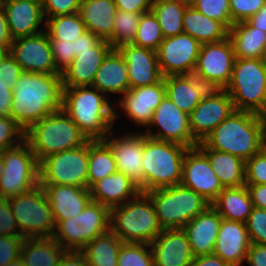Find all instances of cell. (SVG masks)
Wrapping results in <instances>:
<instances>
[{"mask_svg": "<svg viewBox=\"0 0 266 266\" xmlns=\"http://www.w3.org/2000/svg\"><path fill=\"white\" fill-rule=\"evenodd\" d=\"M12 99L10 117L26 131L33 123L62 109L61 74L23 71Z\"/></svg>", "mask_w": 266, "mask_h": 266, "instance_id": "6da1fadb", "label": "cell"}, {"mask_svg": "<svg viewBox=\"0 0 266 266\" xmlns=\"http://www.w3.org/2000/svg\"><path fill=\"white\" fill-rule=\"evenodd\" d=\"M106 96L93 86L63 87L62 109L87 140H104L119 116Z\"/></svg>", "mask_w": 266, "mask_h": 266, "instance_id": "7a4b0ae2", "label": "cell"}, {"mask_svg": "<svg viewBox=\"0 0 266 266\" xmlns=\"http://www.w3.org/2000/svg\"><path fill=\"white\" fill-rule=\"evenodd\" d=\"M263 138L261 115L235 110L202 142L209 149L229 153L247 161L262 150Z\"/></svg>", "mask_w": 266, "mask_h": 266, "instance_id": "3957f363", "label": "cell"}, {"mask_svg": "<svg viewBox=\"0 0 266 266\" xmlns=\"http://www.w3.org/2000/svg\"><path fill=\"white\" fill-rule=\"evenodd\" d=\"M25 141L40 162L51 154L79 147L88 140L64 110L60 109L33 123L25 131Z\"/></svg>", "mask_w": 266, "mask_h": 266, "instance_id": "277c9868", "label": "cell"}, {"mask_svg": "<svg viewBox=\"0 0 266 266\" xmlns=\"http://www.w3.org/2000/svg\"><path fill=\"white\" fill-rule=\"evenodd\" d=\"M188 149L184 145L152 139L144 134L143 193L180 184Z\"/></svg>", "mask_w": 266, "mask_h": 266, "instance_id": "5b68a950", "label": "cell"}, {"mask_svg": "<svg viewBox=\"0 0 266 266\" xmlns=\"http://www.w3.org/2000/svg\"><path fill=\"white\" fill-rule=\"evenodd\" d=\"M110 230L122 242L150 244L162 231L155 206L146 193L110 209Z\"/></svg>", "mask_w": 266, "mask_h": 266, "instance_id": "8992f818", "label": "cell"}, {"mask_svg": "<svg viewBox=\"0 0 266 266\" xmlns=\"http://www.w3.org/2000/svg\"><path fill=\"white\" fill-rule=\"evenodd\" d=\"M235 110L266 113V59L235 58L231 80L225 88Z\"/></svg>", "mask_w": 266, "mask_h": 266, "instance_id": "52a82bcc", "label": "cell"}, {"mask_svg": "<svg viewBox=\"0 0 266 266\" xmlns=\"http://www.w3.org/2000/svg\"><path fill=\"white\" fill-rule=\"evenodd\" d=\"M152 200L162 229H183L209 205L194 190L177 184L146 193Z\"/></svg>", "mask_w": 266, "mask_h": 266, "instance_id": "ba28073f", "label": "cell"}, {"mask_svg": "<svg viewBox=\"0 0 266 266\" xmlns=\"http://www.w3.org/2000/svg\"><path fill=\"white\" fill-rule=\"evenodd\" d=\"M110 230V209L90 201L82 213L55 224L52 238L66 251H81L95 237Z\"/></svg>", "mask_w": 266, "mask_h": 266, "instance_id": "9c48e42d", "label": "cell"}, {"mask_svg": "<svg viewBox=\"0 0 266 266\" xmlns=\"http://www.w3.org/2000/svg\"><path fill=\"white\" fill-rule=\"evenodd\" d=\"M9 205L20 236L24 238L52 237L55 221L45 190L40 184L25 193L9 198Z\"/></svg>", "mask_w": 266, "mask_h": 266, "instance_id": "30bf717a", "label": "cell"}, {"mask_svg": "<svg viewBox=\"0 0 266 266\" xmlns=\"http://www.w3.org/2000/svg\"><path fill=\"white\" fill-rule=\"evenodd\" d=\"M39 184L88 188V141L43 158L39 162Z\"/></svg>", "mask_w": 266, "mask_h": 266, "instance_id": "8fae6325", "label": "cell"}, {"mask_svg": "<svg viewBox=\"0 0 266 266\" xmlns=\"http://www.w3.org/2000/svg\"><path fill=\"white\" fill-rule=\"evenodd\" d=\"M0 153L4 161V171L0 178V197H16L39 184V162L25 140L18 146Z\"/></svg>", "mask_w": 266, "mask_h": 266, "instance_id": "7c38bea8", "label": "cell"}, {"mask_svg": "<svg viewBox=\"0 0 266 266\" xmlns=\"http://www.w3.org/2000/svg\"><path fill=\"white\" fill-rule=\"evenodd\" d=\"M157 128L152 132L150 128ZM146 132L147 137L160 141H169L195 148L198 142L192 137L189 115L179 109L167 96L155 109L151 122Z\"/></svg>", "mask_w": 266, "mask_h": 266, "instance_id": "4fadbf2b", "label": "cell"}, {"mask_svg": "<svg viewBox=\"0 0 266 266\" xmlns=\"http://www.w3.org/2000/svg\"><path fill=\"white\" fill-rule=\"evenodd\" d=\"M201 44L189 34L166 37L158 47L157 60L163 77L194 71Z\"/></svg>", "mask_w": 266, "mask_h": 266, "instance_id": "5bb4252c", "label": "cell"}, {"mask_svg": "<svg viewBox=\"0 0 266 266\" xmlns=\"http://www.w3.org/2000/svg\"><path fill=\"white\" fill-rule=\"evenodd\" d=\"M9 53L21 66L22 71L44 74H60L51 51L50 40L45 31L13 39Z\"/></svg>", "mask_w": 266, "mask_h": 266, "instance_id": "9a60e30c", "label": "cell"}, {"mask_svg": "<svg viewBox=\"0 0 266 266\" xmlns=\"http://www.w3.org/2000/svg\"><path fill=\"white\" fill-rule=\"evenodd\" d=\"M120 136L116 137L111 130L103 141L113 153L117 171L126 175L143 193L142 155L144 133L134 132Z\"/></svg>", "mask_w": 266, "mask_h": 266, "instance_id": "2e32d148", "label": "cell"}, {"mask_svg": "<svg viewBox=\"0 0 266 266\" xmlns=\"http://www.w3.org/2000/svg\"><path fill=\"white\" fill-rule=\"evenodd\" d=\"M180 184L194 190L210 204L224 189L208 158L197 147L185 153Z\"/></svg>", "mask_w": 266, "mask_h": 266, "instance_id": "e0dca14e", "label": "cell"}, {"mask_svg": "<svg viewBox=\"0 0 266 266\" xmlns=\"http://www.w3.org/2000/svg\"><path fill=\"white\" fill-rule=\"evenodd\" d=\"M235 54L230 39L201 44L195 71L224 89L231 80Z\"/></svg>", "mask_w": 266, "mask_h": 266, "instance_id": "ac0fdd59", "label": "cell"}, {"mask_svg": "<svg viewBox=\"0 0 266 266\" xmlns=\"http://www.w3.org/2000/svg\"><path fill=\"white\" fill-rule=\"evenodd\" d=\"M115 50L127 65L130 89L156 84L163 79L156 51L133 44L118 46Z\"/></svg>", "mask_w": 266, "mask_h": 266, "instance_id": "d6986e66", "label": "cell"}, {"mask_svg": "<svg viewBox=\"0 0 266 266\" xmlns=\"http://www.w3.org/2000/svg\"><path fill=\"white\" fill-rule=\"evenodd\" d=\"M234 111L233 101L225 89L214 98L201 100L189 115L192 137L202 142Z\"/></svg>", "mask_w": 266, "mask_h": 266, "instance_id": "ffe728a7", "label": "cell"}, {"mask_svg": "<svg viewBox=\"0 0 266 266\" xmlns=\"http://www.w3.org/2000/svg\"><path fill=\"white\" fill-rule=\"evenodd\" d=\"M164 97L165 83L163 77L156 84L129 89L116 105L135 125L148 127L155 109L161 104Z\"/></svg>", "mask_w": 266, "mask_h": 266, "instance_id": "44dd1931", "label": "cell"}, {"mask_svg": "<svg viewBox=\"0 0 266 266\" xmlns=\"http://www.w3.org/2000/svg\"><path fill=\"white\" fill-rule=\"evenodd\" d=\"M150 247L154 266H191L194 259L183 229H163Z\"/></svg>", "mask_w": 266, "mask_h": 266, "instance_id": "7402d4cb", "label": "cell"}, {"mask_svg": "<svg viewBox=\"0 0 266 266\" xmlns=\"http://www.w3.org/2000/svg\"><path fill=\"white\" fill-rule=\"evenodd\" d=\"M250 245L245 223L222 218L213 254L230 266H243Z\"/></svg>", "mask_w": 266, "mask_h": 266, "instance_id": "603a6c76", "label": "cell"}, {"mask_svg": "<svg viewBox=\"0 0 266 266\" xmlns=\"http://www.w3.org/2000/svg\"><path fill=\"white\" fill-rule=\"evenodd\" d=\"M2 7L13 39L42 32L38 28L45 19L41 0H4Z\"/></svg>", "mask_w": 266, "mask_h": 266, "instance_id": "cb8c5ba5", "label": "cell"}, {"mask_svg": "<svg viewBox=\"0 0 266 266\" xmlns=\"http://www.w3.org/2000/svg\"><path fill=\"white\" fill-rule=\"evenodd\" d=\"M112 49L107 40H101L92 49L80 52L61 73L63 87L92 86L97 70Z\"/></svg>", "mask_w": 266, "mask_h": 266, "instance_id": "d4e9b609", "label": "cell"}, {"mask_svg": "<svg viewBox=\"0 0 266 266\" xmlns=\"http://www.w3.org/2000/svg\"><path fill=\"white\" fill-rule=\"evenodd\" d=\"M222 217L209 205L202 213L186 224V232L194 257L213 254Z\"/></svg>", "mask_w": 266, "mask_h": 266, "instance_id": "484cf974", "label": "cell"}, {"mask_svg": "<svg viewBox=\"0 0 266 266\" xmlns=\"http://www.w3.org/2000/svg\"><path fill=\"white\" fill-rule=\"evenodd\" d=\"M51 205L55 224L76 217L91 201L89 188L70 185H41Z\"/></svg>", "mask_w": 266, "mask_h": 266, "instance_id": "4316f807", "label": "cell"}, {"mask_svg": "<svg viewBox=\"0 0 266 266\" xmlns=\"http://www.w3.org/2000/svg\"><path fill=\"white\" fill-rule=\"evenodd\" d=\"M91 200L112 209L135 198L139 188L122 172L116 171L95 182L90 188Z\"/></svg>", "mask_w": 266, "mask_h": 266, "instance_id": "83f0119b", "label": "cell"}, {"mask_svg": "<svg viewBox=\"0 0 266 266\" xmlns=\"http://www.w3.org/2000/svg\"><path fill=\"white\" fill-rule=\"evenodd\" d=\"M117 8L114 0H86L81 3L79 14L86 30L101 40H109L114 31Z\"/></svg>", "mask_w": 266, "mask_h": 266, "instance_id": "f1b7e54d", "label": "cell"}, {"mask_svg": "<svg viewBox=\"0 0 266 266\" xmlns=\"http://www.w3.org/2000/svg\"><path fill=\"white\" fill-rule=\"evenodd\" d=\"M92 86L105 95L117 93L122 96L130 89L127 65L115 49L104 58L95 74Z\"/></svg>", "mask_w": 266, "mask_h": 266, "instance_id": "f546056e", "label": "cell"}, {"mask_svg": "<svg viewBox=\"0 0 266 266\" xmlns=\"http://www.w3.org/2000/svg\"><path fill=\"white\" fill-rule=\"evenodd\" d=\"M228 38L235 58L266 59V32L252 27L247 21L233 24Z\"/></svg>", "mask_w": 266, "mask_h": 266, "instance_id": "4dcf8cb0", "label": "cell"}, {"mask_svg": "<svg viewBox=\"0 0 266 266\" xmlns=\"http://www.w3.org/2000/svg\"><path fill=\"white\" fill-rule=\"evenodd\" d=\"M209 160L224 188L245 185V161L229 153L209 149L203 142L196 146Z\"/></svg>", "mask_w": 266, "mask_h": 266, "instance_id": "1f68e13d", "label": "cell"}, {"mask_svg": "<svg viewBox=\"0 0 266 266\" xmlns=\"http://www.w3.org/2000/svg\"><path fill=\"white\" fill-rule=\"evenodd\" d=\"M183 33L205 44L226 39L229 29L222 22L204 16L190 4L183 16Z\"/></svg>", "mask_w": 266, "mask_h": 266, "instance_id": "d6a6232c", "label": "cell"}, {"mask_svg": "<svg viewBox=\"0 0 266 266\" xmlns=\"http://www.w3.org/2000/svg\"><path fill=\"white\" fill-rule=\"evenodd\" d=\"M211 205L222 218L242 223L254 208L246 185L224 188Z\"/></svg>", "mask_w": 266, "mask_h": 266, "instance_id": "836d02e7", "label": "cell"}, {"mask_svg": "<svg viewBox=\"0 0 266 266\" xmlns=\"http://www.w3.org/2000/svg\"><path fill=\"white\" fill-rule=\"evenodd\" d=\"M65 252L52 237L24 238L20 258L24 266H58Z\"/></svg>", "mask_w": 266, "mask_h": 266, "instance_id": "e575fe53", "label": "cell"}, {"mask_svg": "<svg viewBox=\"0 0 266 266\" xmlns=\"http://www.w3.org/2000/svg\"><path fill=\"white\" fill-rule=\"evenodd\" d=\"M123 242L111 230L95 237L81 252L88 266H117L120 248Z\"/></svg>", "mask_w": 266, "mask_h": 266, "instance_id": "d590c367", "label": "cell"}, {"mask_svg": "<svg viewBox=\"0 0 266 266\" xmlns=\"http://www.w3.org/2000/svg\"><path fill=\"white\" fill-rule=\"evenodd\" d=\"M116 171L110 147L103 140H88V188Z\"/></svg>", "mask_w": 266, "mask_h": 266, "instance_id": "8d00e7d4", "label": "cell"}, {"mask_svg": "<svg viewBox=\"0 0 266 266\" xmlns=\"http://www.w3.org/2000/svg\"><path fill=\"white\" fill-rule=\"evenodd\" d=\"M189 5L182 0H171L152 6L151 11L159 22L164 38L183 33V16Z\"/></svg>", "mask_w": 266, "mask_h": 266, "instance_id": "74e56055", "label": "cell"}, {"mask_svg": "<svg viewBox=\"0 0 266 266\" xmlns=\"http://www.w3.org/2000/svg\"><path fill=\"white\" fill-rule=\"evenodd\" d=\"M165 96H167L179 109L190 115L201 99L197 91L189 84L183 75H170L164 77Z\"/></svg>", "mask_w": 266, "mask_h": 266, "instance_id": "f35d334b", "label": "cell"}, {"mask_svg": "<svg viewBox=\"0 0 266 266\" xmlns=\"http://www.w3.org/2000/svg\"><path fill=\"white\" fill-rule=\"evenodd\" d=\"M44 27L49 39H60L63 41H75L85 33L86 27L79 12L68 15L53 16L45 19Z\"/></svg>", "mask_w": 266, "mask_h": 266, "instance_id": "ab89813d", "label": "cell"}, {"mask_svg": "<svg viewBox=\"0 0 266 266\" xmlns=\"http://www.w3.org/2000/svg\"><path fill=\"white\" fill-rule=\"evenodd\" d=\"M141 13L117 10L114 17V31L108 40L113 49L118 46L133 44Z\"/></svg>", "mask_w": 266, "mask_h": 266, "instance_id": "60d3db41", "label": "cell"}, {"mask_svg": "<svg viewBox=\"0 0 266 266\" xmlns=\"http://www.w3.org/2000/svg\"><path fill=\"white\" fill-rule=\"evenodd\" d=\"M164 37L152 11L141 15L133 45L157 51Z\"/></svg>", "mask_w": 266, "mask_h": 266, "instance_id": "b9f144b4", "label": "cell"}, {"mask_svg": "<svg viewBox=\"0 0 266 266\" xmlns=\"http://www.w3.org/2000/svg\"><path fill=\"white\" fill-rule=\"evenodd\" d=\"M117 266H154L150 244L123 242Z\"/></svg>", "mask_w": 266, "mask_h": 266, "instance_id": "7bdbcfd3", "label": "cell"}, {"mask_svg": "<svg viewBox=\"0 0 266 266\" xmlns=\"http://www.w3.org/2000/svg\"><path fill=\"white\" fill-rule=\"evenodd\" d=\"M191 5L204 16L222 22L228 29L232 27L229 0H194Z\"/></svg>", "mask_w": 266, "mask_h": 266, "instance_id": "ee69618b", "label": "cell"}, {"mask_svg": "<svg viewBox=\"0 0 266 266\" xmlns=\"http://www.w3.org/2000/svg\"><path fill=\"white\" fill-rule=\"evenodd\" d=\"M24 140L25 130L10 116H0V152L18 146Z\"/></svg>", "mask_w": 266, "mask_h": 266, "instance_id": "f6af8a7d", "label": "cell"}, {"mask_svg": "<svg viewBox=\"0 0 266 266\" xmlns=\"http://www.w3.org/2000/svg\"><path fill=\"white\" fill-rule=\"evenodd\" d=\"M245 224L251 243L266 244L265 209L254 207Z\"/></svg>", "mask_w": 266, "mask_h": 266, "instance_id": "bcb514c9", "label": "cell"}, {"mask_svg": "<svg viewBox=\"0 0 266 266\" xmlns=\"http://www.w3.org/2000/svg\"><path fill=\"white\" fill-rule=\"evenodd\" d=\"M188 80L189 84L197 91L201 100L208 98H214L220 94L224 88L220 86L216 81L210 80L198 74L195 70L183 74Z\"/></svg>", "mask_w": 266, "mask_h": 266, "instance_id": "7dc6e473", "label": "cell"}, {"mask_svg": "<svg viewBox=\"0 0 266 266\" xmlns=\"http://www.w3.org/2000/svg\"><path fill=\"white\" fill-rule=\"evenodd\" d=\"M229 2L233 24L247 21L266 4V0H229Z\"/></svg>", "mask_w": 266, "mask_h": 266, "instance_id": "c3c4849f", "label": "cell"}, {"mask_svg": "<svg viewBox=\"0 0 266 266\" xmlns=\"http://www.w3.org/2000/svg\"><path fill=\"white\" fill-rule=\"evenodd\" d=\"M245 184H266V154L263 150L245 161Z\"/></svg>", "mask_w": 266, "mask_h": 266, "instance_id": "681fc988", "label": "cell"}, {"mask_svg": "<svg viewBox=\"0 0 266 266\" xmlns=\"http://www.w3.org/2000/svg\"><path fill=\"white\" fill-rule=\"evenodd\" d=\"M49 40L56 70L61 74L75 58L73 41Z\"/></svg>", "mask_w": 266, "mask_h": 266, "instance_id": "f907efd6", "label": "cell"}, {"mask_svg": "<svg viewBox=\"0 0 266 266\" xmlns=\"http://www.w3.org/2000/svg\"><path fill=\"white\" fill-rule=\"evenodd\" d=\"M45 19L53 16L68 15L79 12L81 3L78 0H41Z\"/></svg>", "mask_w": 266, "mask_h": 266, "instance_id": "816d5d0a", "label": "cell"}, {"mask_svg": "<svg viewBox=\"0 0 266 266\" xmlns=\"http://www.w3.org/2000/svg\"><path fill=\"white\" fill-rule=\"evenodd\" d=\"M23 236H0V266L20 258Z\"/></svg>", "mask_w": 266, "mask_h": 266, "instance_id": "f5cc1de1", "label": "cell"}, {"mask_svg": "<svg viewBox=\"0 0 266 266\" xmlns=\"http://www.w3.org/2000/svg\"><path fill=\"white\" fill-rule=\"evenodd\" d=\"M0 236H20L9 199L0 197Z\"/></svg>", "mask_w": 266, "mask_h": 266, "instance_id": "db71d44e", "label": "cell"}, {"mask_svg": "<svg viewBox=\"0 0 266 266\" xmlns=\"http://www.w3.org/2000/svg\"><path fill=\"white\" fill-rule=\"evenodd\" d=\"M22 72L21 66L9 53L0 62V83H8L10 88L13 89Z\"/></svg>", "mask_w": 266, "mask_h": 266, "instance_id": "11a10c76", "label": "cell"}, {"mask_svg": "<svg viewBox=\"0 0 266 266\" xmlns=\"http://www.w3.org/2000/svg\"><path fill=\"white\" fill-rule=\"evenodd\" d=\"M117 10L133 13H147L152 9L151 0H114Z\"/></svg>", "mask_w": 266, "mask_h": 266, "instance_id": "9f6ffc18", "label": "cell"}, {"mask_svg": "<svg viewBox=\"0 0 266 266\" xmlns=\"http://www.w3.org/2000/svg\"><path fill=\"white\" fill-rule=\"evenodd\" d=\"M245 262L250 266H266V244L251 243Z\"/></svg>", "mask_w": 266, "mask_h": 266, "instance_id": "6f0895ef", "label": "cell"}, {"mask_svg": "<svg viewBox=\"0 0 266 266\" xmlns=\"http://www.w3.org/2000/svg\"><path fill=\"white\" fill-rule=\"evenodd\" d=\"M101 41L94 33L86 31L82 35L78 37L77 40L73 41L74 47V56L80 54V52H84L86 50L92 49Z\"/></svg>", "mask_w": 266, "mask_h": 266, "instance_id": "680465c9", "label": "cell"}, {"mask_svg": "<svg viewBox=\"0 0 266 266\" xmlns=\"http://www.w3.org/2000/svg\"><path fill=\"white\" fill-rule=\"evenodd\" d=\"M254 207L266 210V184H245Z\"/></svg>", "mask_w": 266, "mask_h": 266, "instance_id": "91938a15", "label": "cell"}, {"mask_svg": "<svg viewBox=\"0 0 266 266\" xmlns=\"http://www.w3.org/2000/svg\"><path fill=\"white\" fill-rule=\"evenodd\" d=\"M13 89L8 83H0V116H10Z\"/></svg>", "mask_w": 266, "mask_h": 266, "instance_id": "94428289", "label": "cell"}, {"mask_svg": "<svg viewBox=\"0 0 266 266\" xmlns=\"http://www.w3.org/2000/svg\"><path fill=\"white\" fill-rule=\"evenodd\" d=\"M58 266H88V263L81 251H66Z\"/></svg>", "mask_w": 266, "mask_h": 266, "instance_id": "6125c7cd", "label": "cell"}, {"mask_svg": "<svg viewBox=\"0 0 266 266\" xmlns=\"http://www.w3.org/2000/svg\"><path fill=\"white\" fill-rule=\"evenodd\" d=\"M191 266H230L215 254L194 257Z\"/></svg>", "mask_w": 266, "mask_h": 266, "instance_id": "be15d7a7", "label": "cell"}, {"mask_svg": "<svg viewBox=\"0 0 266 266\" xmlns=\"http://www.w3.org/2000/svg\"><path fill=\"white\" fill-rule=\"evenodd\" d=\"M12 42L13 38L9 31L4 9L0 7V45L7 46L10 49Z\"/></svg>", "mask_w": 266, "mask_h": 266, "instance_id": "e7e4bbea", "label": "cell"}, {"mask_svg": "<svg viewBox=\"0 0 266 266\" xmlns=\"http://www.w3.org/2000/svg\"><path fill=\"white\" fill-rule=\"evenodd\" d=\"M247 22L252 27L266 32V4L255 15L251 16Z\"/></svg>", "mask_w": 266, "mask_h": 266, "instance_id": "03108f58", "label": "cell"}, {"mask_svg": "<svg viewBox=\"0 0 266 266\" xmlns=\"http://www.w3.org/2000/svg\"><path fill=\"white\" fill-rule=\"evenodd\" d=\"M9 54V48L7 46L0 45V62Z\"/></svg>", "mask_w": 266, "mask_h": 266, "instance_id": "003e7915", "label": "cell"}, {"mask_svg": "<svg viewBox=\"0 0 266 266\" xmlns=\"http://www.w3.org/2000/svg\"><path fill=\"white\" fill-rule=\"evenodd\" d=\"M6 266H24V263L21 258H19L13 262L8 263Z\"/></svg>", "mask_w": 266, "mask_h": 266, "instance_id": "a7ac6f4b", "label": "cell"}, {"mask_svg": "<svg viewBox=\"0 0 266 266\" xmlns=\"http://www.w3.org/2000/svg\"><path fill=\"white\" fill-rule=\"evenodd\" d=\"M3 171H4V161H3V156L0 153V178H1V175L3 174Z\"/></svg>", "mask_w": 266, "mask_h": 266, "instance_id": "89a4df30", "label": "cell"}, {"mask_svg": "<svg viewBox=\"0 0 266 266\" xmlns=\"http://www.w3.org/2000/svg\"><path fill=\"white\" fill-rule=\"evenodd\" d=\"M264 125V137L266 138V113L261 115Z\"/></svg>", "mask_w": 266, "mask_h": 266, "instance_id": "2644e50d", "label": "cell"}, {"mask_svg": "<svg viewBox=\"0 0 266 266\" xmlns=\"http://www.w3.org/2000/svg\"><path fill=\"white\" fill-rule=\"evenodd\" d=\"M168 1H171V0H151L152 6L155 5V4L165 3V2H168Z\"/></svg>", "mask_w": 266, "mask_h": 266, "instance_id": "8c879c8a", "label": "cell"}, {"mask_svg": "<svg viewBox=\"0 0 266 266\" xmlns=\"http://www.w3.org/2000/svg\"><path fill=\"white\" fill-rule=\"evenodd\" d=\"M262 150L266 154V138L265 137L263 138V141H262Z\"/></svg>", "mask_w": 266, "mask_h": 266, "instance_id": "753ad0ef", "label": "cell"}, {"mask_svg": "<svg viewBox=\"0 0 266 266\" xmlns=\"http://www.w3.org/2000/svg\"><path fill=\"white\" fill-rule=\"evenodd\" d=\"M183 2H186L188 4H191L194 0H182Z\"/></svg>", "mask_w": 266, "mask_h": 266, "instance_id": "34e18365", "label": "cell"}, {"mask_svg": "<svg viewBox=\"0 0 266 266\" xmlns=\"http://www.w3.org/2000/svg\"><path fill=\"white\" fill-rule=\"evenodd\" d=\"M3 2H4V0H0V7L3 6Z\"/></svg>", "mask_w": 266, "mask_h": 266, "instance_id": "11e5206c", "label": "cell"}, {"mask_svg": "<svg viewBox=\"0 0 266 266\" xmlns=\"http://www.w3.org/2000/svg\"><path fill=\"white\" fill-rule=\"evenodd\" d=\"M80 3H83L84 1H86V0H78Z\"/></svg>", "mask_w": 266, "mask_h": 266, "instance_id": "2a66077c", "label": "cell"}]
</instances>
